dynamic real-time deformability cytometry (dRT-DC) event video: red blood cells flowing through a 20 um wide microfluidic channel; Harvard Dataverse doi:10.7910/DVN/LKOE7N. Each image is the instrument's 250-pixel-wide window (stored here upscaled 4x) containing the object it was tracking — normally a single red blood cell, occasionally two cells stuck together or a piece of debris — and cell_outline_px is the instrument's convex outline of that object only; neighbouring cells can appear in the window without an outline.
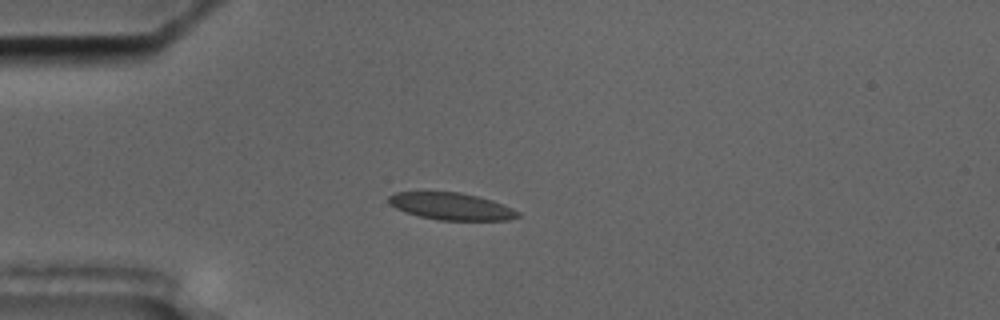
{"species": "common noctule bat (a hibernating species)", "species_latin": "Nyctalus noctula", "temperature_condition": "cold", "stored_images_in_passage": 6, "camera_frame_rate_fps": 3000, "um_per_image_px": 0.085, "animal": {"sex": "male", "body_mass_g": 17.5, "forearm_length_mm": 52.3}, "frame": {"image": 1, "passage_image": 2, "time_ms": 2.0, "image_size_px": [1000, 320], "cell_outline_px": [[520, 216], [508, 220], [440, 220], [420, 216], [404, 212], [388, 204], [388, 196], [396, 192], [460, 192], [492, 200], [504, 204], [520, 212]], "centroid_in_image_um": [38.36, 17.54], "position_along_channel_um": 46.6, "area_um2": 20.4}}
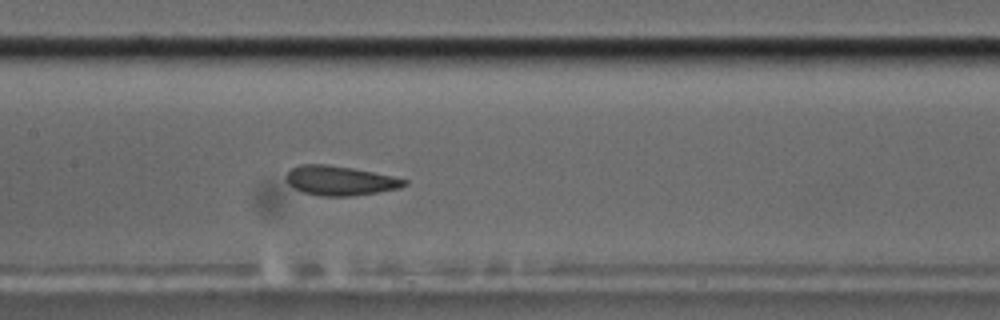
{"frame": {"image": 2, "passage_image": 6, "time_ms": 6.333, "image_size_px": [1000, 320], "cell_outline_px": [[408, 184], [400, 188], [376, 192], [348, 196], [320, 196], [304, 192], [288, 184], [284, 176], [292, 168], [300, 164], [328, 164], [352, 168], [392, 176], [408, 180]], "centroid_in_image_um": [28.88, 15.34], "position_along_channel_um": 178.5, "area_um2": 20.17}}